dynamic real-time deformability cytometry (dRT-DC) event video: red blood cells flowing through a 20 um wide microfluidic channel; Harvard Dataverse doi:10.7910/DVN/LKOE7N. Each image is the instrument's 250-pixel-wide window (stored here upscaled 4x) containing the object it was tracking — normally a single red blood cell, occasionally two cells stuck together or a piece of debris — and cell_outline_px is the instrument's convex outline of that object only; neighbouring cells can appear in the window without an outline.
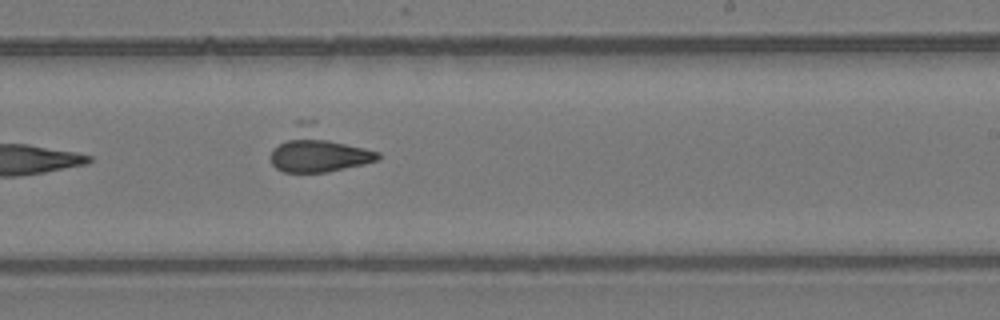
{"species": "common noctule bat (a hibernating species)", "species_latin": "Nyctalus noctula", "temperature_condition": "room temperature", "stored_images_in_passage": 9, "camera_frame_rate_fps": 3000, "um_per_image_px": 0.085, "animal": {"sex": "female", "body_mass_g": 24.6, "forearm_length_mm": 56.2}, "frame": {"image": 1, "passage_image": 9, "time_ms": 10.333, "image_size_px": [1000, 320], "cell_outline_px": [[380, 156], [376, 160], [364, 164], [328, 172], [284, 172], [276, 168], [272, 164], [268, 156], [272, 148], [296, 120], [316, 120], [380, 152]], "centroid_in_image_um": [27.07, 12.71], "position_along_channel_um": 261.9, "area_um2": 28.38}}